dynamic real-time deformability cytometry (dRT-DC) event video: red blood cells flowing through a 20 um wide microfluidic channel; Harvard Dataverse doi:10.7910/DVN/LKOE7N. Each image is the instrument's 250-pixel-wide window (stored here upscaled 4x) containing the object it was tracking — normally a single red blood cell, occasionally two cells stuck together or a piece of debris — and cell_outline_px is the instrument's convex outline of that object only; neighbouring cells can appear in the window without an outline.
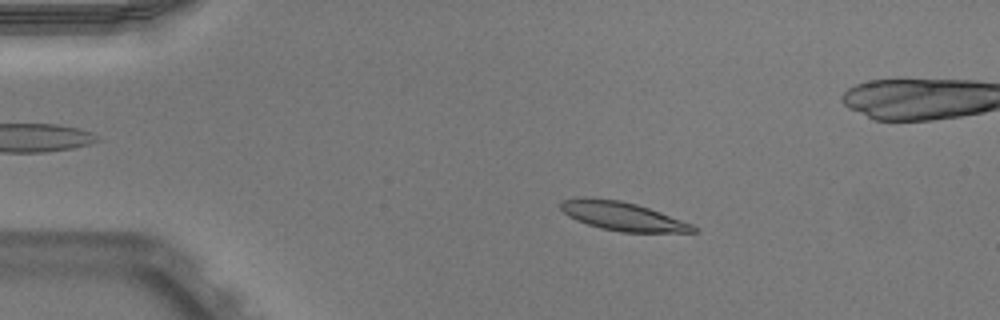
{"species": "Egyptian fruit bat (a non-hibernating species)", "species_latin": "Rousettus aegyptiacus", "temperature_condition": "warm", "stored_images_in_passage": 53, "camera_frame_rate_fps": 3000, "um_per_image_px": 0.085, "animal": {"sex": "male"}, "frame": {"image": 1, "passage_image": 10, "time_ms": 3.0, "image_size_px": [1000, 320], "cell_outline_px": [[700, 228], [696, 232], [620, 232], [600, 228], [576, 220], [568, 216], [560, 208], [560, 200], [580, 196], [584, 196], [620, 200], [636, 204], [660, 212], [692, 224]], "centroid_in_image_um": [52.87, 18.36], "position_along_channel_um": 32.1, "area_um2": 22.31}}
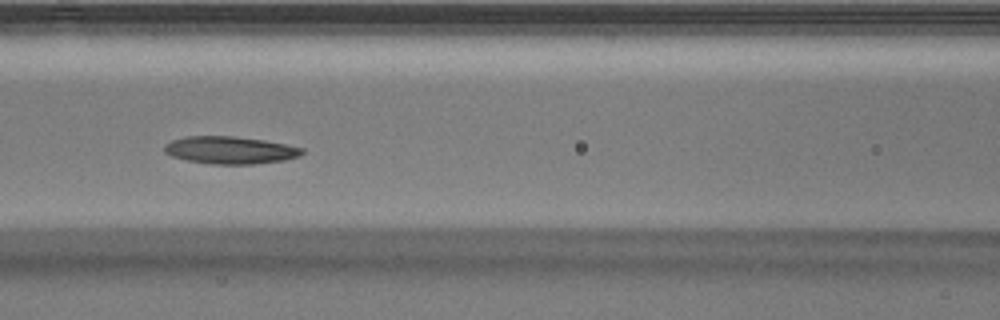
{"frame": {"image": 2, "passage_image": 23, "time_ms": 7.333, "image_size_px": [1000, 320], "cell_outline_px": [[304, 152], [300, 156], [284, 160], [256, 164], [212, 164], [188, 160], [172, 156], [164, 152], [164, 144], [172, 140], [184, 136], [232, 136], [264, 140], [304, 148]], "centroid_in_image_um": [19.56, 12.76], "position_along_channel_um": 147.0, "area_um2": 22.02}}
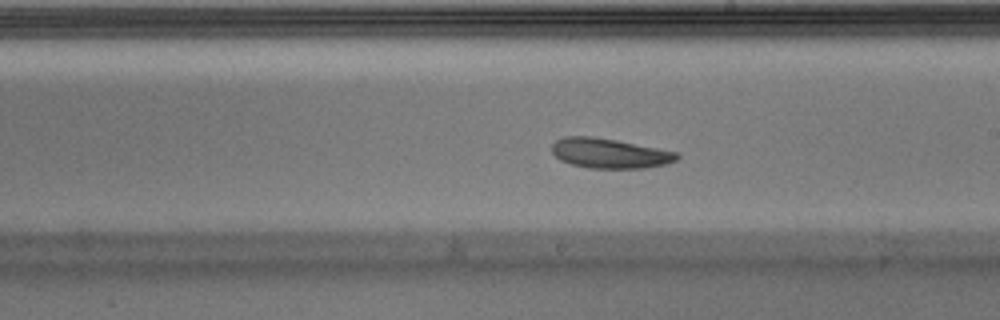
{"frame": {"image": 3, "passage_image": 30, "time_ms": 9.667, "image_size_px": [1000, 320], "cell_outline_px": [[680, 156], [676, 160], [668, 164], [644, 168], [588, 168], [572, 164], [560, 160], [552, 152], [552, 144], [556, 140], [564, 136], [592, 136], [616, 140], [680, 152]], "centroid_in_image_um": [51.84, 13.03], "position_along_channel_um": 237.2, "area_um2": 21.91}, "authors_computed_cell_mechanics": {"area_um2": 22.253, "velocity_mm_per_s": 3.8724, "shape_relaxation_time_tau1_ms": 4.6143, "shape_relaxation_time_tau2_ms": null, "deformation_change_tau1": 0.1001, "deformation_change_tau2": null}}